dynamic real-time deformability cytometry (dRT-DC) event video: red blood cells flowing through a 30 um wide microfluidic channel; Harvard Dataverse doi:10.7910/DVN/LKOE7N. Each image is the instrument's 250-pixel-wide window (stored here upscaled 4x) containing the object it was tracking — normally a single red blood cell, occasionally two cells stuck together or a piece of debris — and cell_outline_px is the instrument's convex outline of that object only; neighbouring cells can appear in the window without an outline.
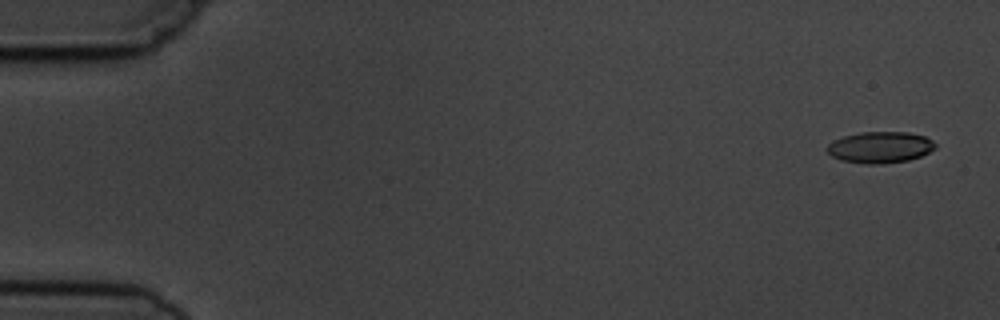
{"species": "common noctule bat (a hibernating species)", "species_latin": "Nyctalus noctula", "temperature_condition": "cold", "stored_images_in_passage": 5, "camera_frame_rate_fps": 3000, "um_per_image_px": 0.085, "animal": {"sex": "male", "body_mass_g": 19.5, "forearm_length_mm": 54.6}, "frame": {"image": 1, "passage_image": 1, "time_ms": 0.0, "image_size_px": [1000, 320], "cell_outline_px": [[936, 148], [920, 156], [908, 160], [884, 164], [864, 164], [840, 160], [832, 156], [824, 148], [832, 140], [844, 136], [860, 132], [908, 132], [924, 136], [932, 140], [936, 144]], "centroid_in_image_um": [74.78, 12.52], "position_along_channel_um": 10.2, "area_um2": 19.94}}
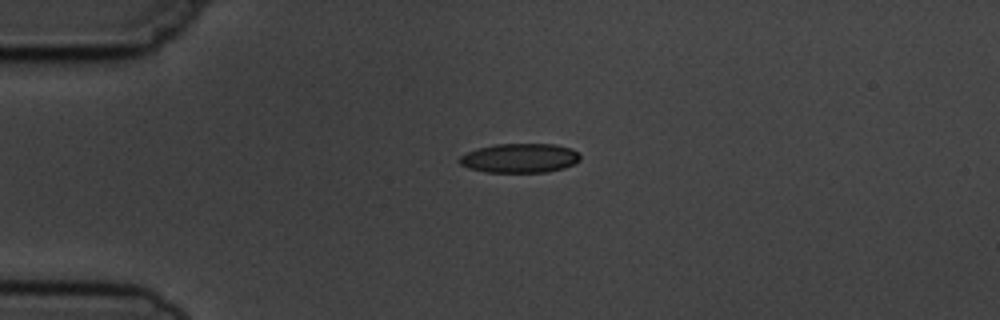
{"frame": {"image": 2, "passage_image": 4, "time_ms": 3.667, "image_size_px": [1000, 320], "cell_outline_px": [[580, 160], [564, 168], [548, 172], [488, 172], [468, 168], [460, 164], [456, 160], [460, 156], [476, 148], [496, 144], [556, 144], [572, 148], [580, 156]], "centroid_in_image_um": [44.16, 13.43], "position_along_channel_um": 40.8, "area_um2": 20.69}}